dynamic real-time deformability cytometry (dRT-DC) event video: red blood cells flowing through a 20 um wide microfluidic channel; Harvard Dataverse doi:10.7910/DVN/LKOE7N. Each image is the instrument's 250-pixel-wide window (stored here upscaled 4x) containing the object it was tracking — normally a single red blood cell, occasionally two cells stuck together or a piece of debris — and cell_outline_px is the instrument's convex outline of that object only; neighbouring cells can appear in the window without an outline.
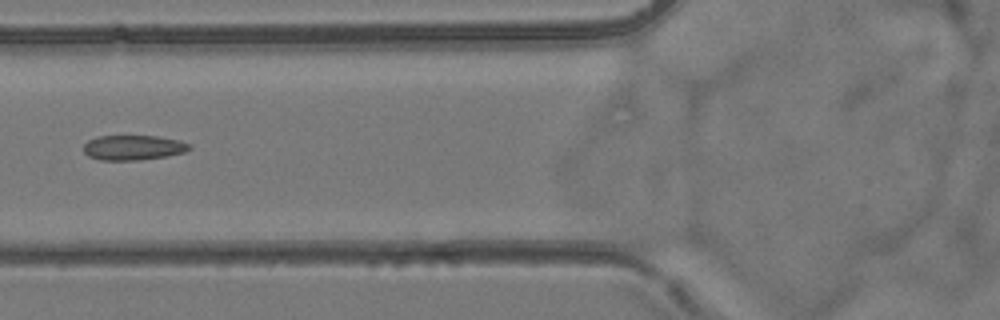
{"species": "common noctule bat (a hibernating species)", "species_latin": "Nyctalus noctula", "temperature_condition": "room temperature", "stored_images_in_passage": 8, "camera_frame_rate_fps": 3000, "um_per_image_px": 0.085, "animal": {"sex": "female", "body_mass_g": 24.6, "forearm_length_mm": 56.2}, "frame": {"image": 1, "passage_image": 7, "time_ms": 7.0, "image_size_px": [1000, 320], "cell_outline_px": [[192, 148], [184, 152], [168, 156], [140, 160], [100, 160], [88, 156], [84, 152], [84, 144], [88, 140], [96, 136], [156, 136], [180, 140], [192, 144]], "centroid_in_image_um": [11.35, 12.54], "position_along_channel_um": 114.5, "area_um2": 15.55}}
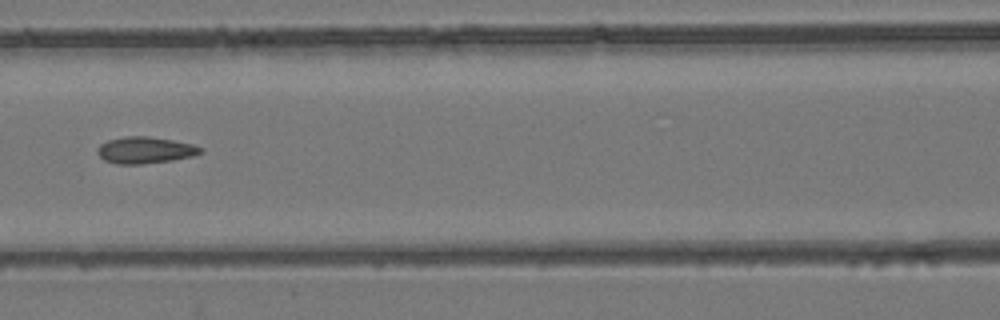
{"frame": {"image": 2, "passage_image": 8, "time_ms": 8.0, "image_size_px": [1000, 320], "cell_outline_px": [[204, 152], [192, 156], [172, 160], [140, 164], [116, 164], [104, 160], [96, 152], [96, 148], [100, 144], [108, 140], [124, 136], [148, 136], [172, 140], [192, 144], [204, 148]], "centroid_in_image_um": [12.32, 12.76], "position_along_channel_um": 154.3, "area_um2": 16.07}}